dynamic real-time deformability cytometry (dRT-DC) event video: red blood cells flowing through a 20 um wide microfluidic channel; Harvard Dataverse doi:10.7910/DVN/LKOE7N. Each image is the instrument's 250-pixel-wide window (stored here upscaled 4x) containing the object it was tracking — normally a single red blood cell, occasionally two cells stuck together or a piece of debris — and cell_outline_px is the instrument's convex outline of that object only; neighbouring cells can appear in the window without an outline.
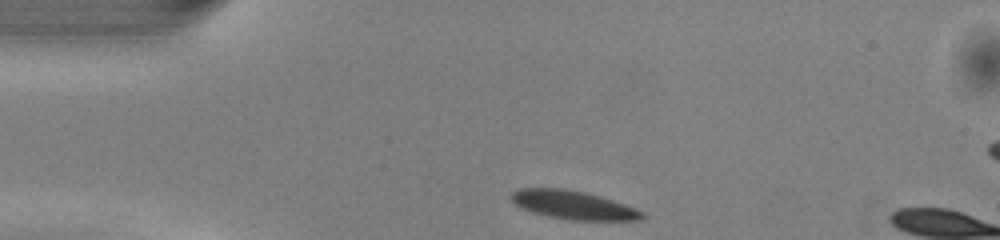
{"species": "common noctule bat (a hibernating species)", "species_latin": "Nyctalus noctula", "temperature_condition": "warm", "stored_images_in_passage": 6, "camera_frame_rate_fps": 3000, "um_per_image_px": 0.085, "animal": {"sex": "male", "body_mass_g": 13.0, "forearm_length_mm": 53.1}, "frame": {"image": 1, "passage_image": 1, "time_ms": 0.0, "image_size_px": [1000, 240], "cell_outline_px": [[648, 216], [644, 220], [568, 220], [548, 216], [532, 212], [520, 208], [508, 196], [512, 192], [520, 188], [564, 188], [584, 192], [612, 200], [636, 208], [644, 212]], "centroid_in_image_um": [48.74, 17.43], "position_along_channel_um": 36.3, "area_um2": 21.91}}